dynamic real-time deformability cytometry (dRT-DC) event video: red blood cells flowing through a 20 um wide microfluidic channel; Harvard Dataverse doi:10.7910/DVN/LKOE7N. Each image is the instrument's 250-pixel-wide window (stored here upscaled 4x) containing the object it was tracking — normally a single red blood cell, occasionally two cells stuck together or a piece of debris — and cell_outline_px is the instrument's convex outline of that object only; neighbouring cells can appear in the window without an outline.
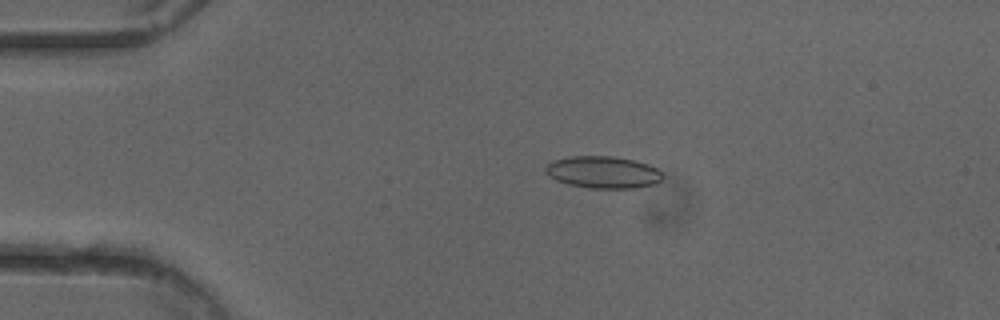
{"species": "common noctule bat (a hibernating species)", "species_latin": "Nyctalus noctula", "temperature_condition": "cold", "stored_images_in_passage": 51, "camera_frame_rate_fps": 3000, "um_per_image_px": 0.085, "animal": {"sex": "female"}, "frame": {"image": 1, "passage_image": 11, "time_ms": 3.333, "image_size_px": [1000, 320], "cell_outline_px": [[664, 176], [656, 184], [636, 188], [588, 188], [568, 184], [556, 180], [544, 172], [544, 168], [548, 164], [556, 160], [572, 156], [612, 156], [632, 160], [648, 164], [656, 168]], "centroid_in_image_um": [51.27, 14.65], "position_along_channel_um": 33.7, "area_um2": 21.79}}
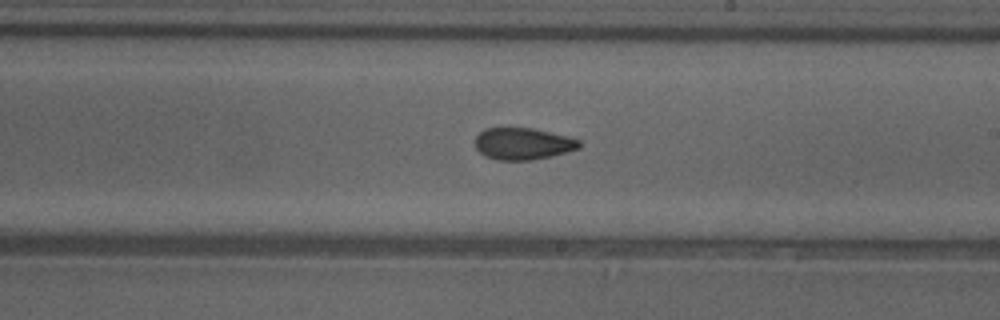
{"frame": {"image": 2, "passage_image": 30, "time_ms": 9.667, "image_size_px": [1000, 320], "cell_outline_px": [[580, 148], [552, 156], [532, 160], [496, 160], [484, 156], [476, 148], [476, 136], [484, 128], [532, 128], [568, 136], [580, 140]], "centroid_in_image_um": [44.45, 12.22], "position_along_channel_um": 244.6, "area_um2": 19.36}}
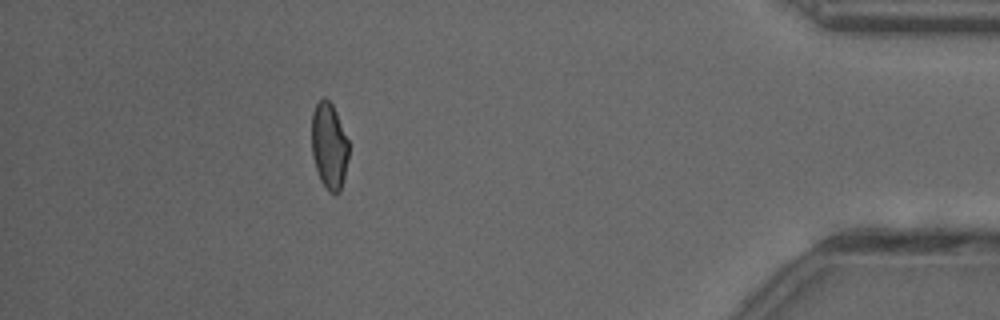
{"frame": {"image": 3, "passage_image": 46, "time_ms": 15.0, "image_size_px": [1000, 320], "cell_outline_px": [[348, 156], [344, 176], [340, 192], [328, 192], [320, 180], [312, 156], [312, 112], [316, 104], [324, 96], [332, 104], [336, 112], [348, 140]], "centroid_in_image_um": [27.96, 12.39], "position_along_channel_um": 407.2, "area_um2": 18.5}, "authors_computed_cell_mechanics": {"area_um2": 19.8832, "velocity_mm_per_s": 4.0237, "shape_relaxation_time_tau1_ms": null, "shape_relaxation_time_tau2_ms": 2.4124, "deformation_change_tau1": null, "deformation_change_tau2": 0.0801}}